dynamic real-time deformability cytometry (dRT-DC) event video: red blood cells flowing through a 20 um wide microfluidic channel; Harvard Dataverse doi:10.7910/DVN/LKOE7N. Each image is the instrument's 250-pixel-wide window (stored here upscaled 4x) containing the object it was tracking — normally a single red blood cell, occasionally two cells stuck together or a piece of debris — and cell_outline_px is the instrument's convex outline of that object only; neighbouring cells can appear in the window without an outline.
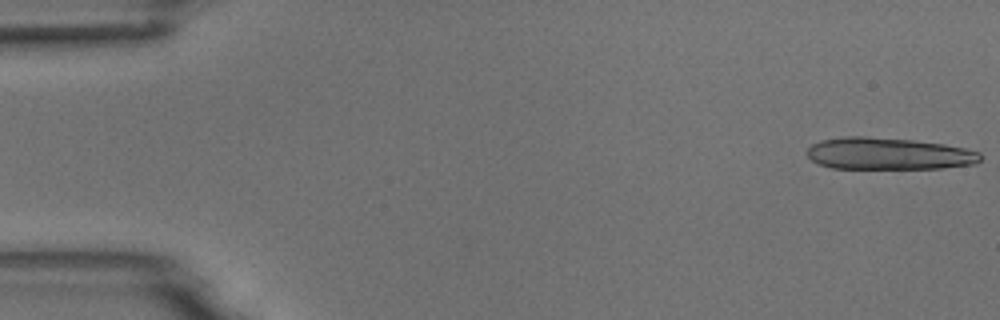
{"species": "common noctule bat (a hibernating species)", "species_latin": "Nyctalus noctula", "temperature_condition": "room temperature", "stored_images_in_passage": 14, "camera_frame_rate_fps": 3000, "um_per_image_px": 0.085, "animal": {"sex": "male", "body_mass_g": 18.8}, "frame": {"image": 1, "passage_image": 1, "time_ms": 0.0, "image_size_px": [1000, 320], "cell_outline_px": [[984, 156], [976, 164], [944, 168], [832, 168], [820, 164], [812, 160], [804, 152], [812, 144], [820, 140], [844, 136], [864, 136], [912, 140], [944, 144], [964, 148], [980, 152]], "centroid_in_image_um": [75.53, 13.06], "position_along_channel_um": 9.5, "area_um2": 32.43}}